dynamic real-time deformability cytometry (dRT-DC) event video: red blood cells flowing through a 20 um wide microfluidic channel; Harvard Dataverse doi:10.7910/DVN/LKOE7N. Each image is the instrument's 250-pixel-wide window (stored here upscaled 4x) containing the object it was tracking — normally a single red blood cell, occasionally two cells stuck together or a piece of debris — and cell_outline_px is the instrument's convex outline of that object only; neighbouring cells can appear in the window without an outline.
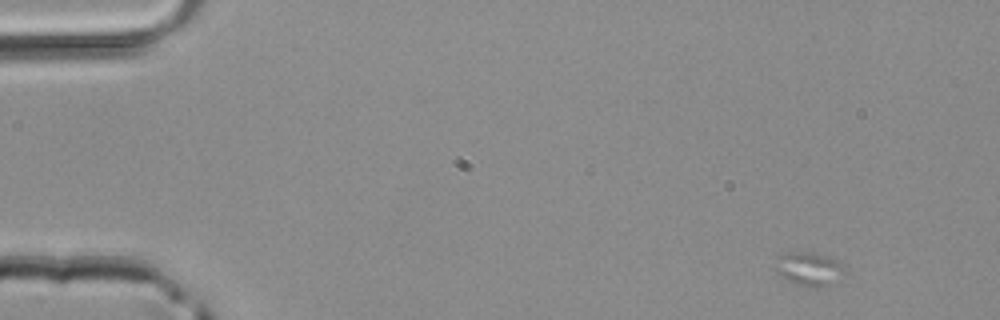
{"species": "common noctule bat (a hibernating species)", "species_latin": "Nyctalus noctula", "temperature_condition": "room temperature", "stored_images_in_passage": 3, "camera_frame_rate_fps": 3000, "um_per_image_px": 0.085, "animal": {"sex": "male", "body_mass_g": 20.4}, "frame": {"image": 1, "passage_image": 1, "time_ms": 0.0, "image_size_px": [1000, 320], "cell_outline_px": [[840, 268], [828, 288], [816, 288], [800, 284], [788, 280], [776, 272], [776, 268], [780, 256], [792, 252], [808, 252], [824, 256], [836, 260], [840, 264]], "centroid_in_image_um": [68.69, 22.87], "position_along_channel_um": 16.3, "area_um2": 12.48}}